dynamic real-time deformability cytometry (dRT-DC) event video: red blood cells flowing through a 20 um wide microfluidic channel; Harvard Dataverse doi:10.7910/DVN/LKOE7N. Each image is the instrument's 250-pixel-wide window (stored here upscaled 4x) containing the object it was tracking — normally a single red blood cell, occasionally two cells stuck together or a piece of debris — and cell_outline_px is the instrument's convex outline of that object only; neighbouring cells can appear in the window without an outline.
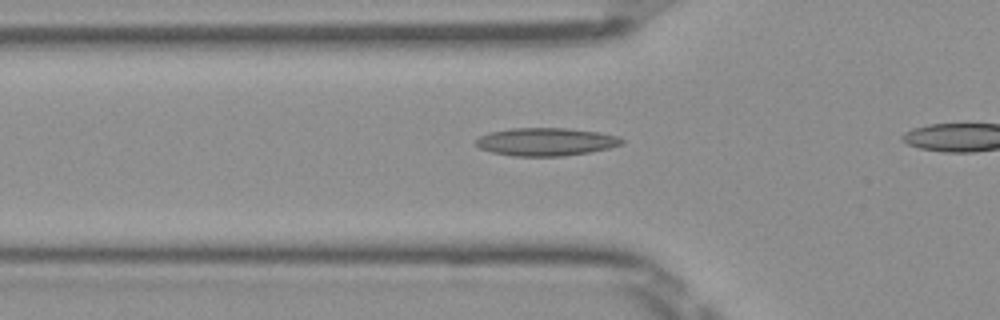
{"species": "Egyptian fruit bat (a non-hibernating species)", "species_latin": "Rousettus aegyptiacus", "temperature_condition": "room temperature", "stored_images_in_passage": 33, "camera_frame_rate_fps": 3000, "um_per_image_px": 0.085, "frame": {"image": 1, "passage_image": 9, "time_ms": 2.667, "image_size_px": [1000, 320], "cell_outline_px": [[624, 144], [608, 148], [588, 152], [564, 156], [512, 156], [492, 152], [480, 148], [476, 144], [476, 140], [480, 136], [488, 132], [512, 128], [564, 128], [600, 132], [620, 136], [624, 140]], "centroid_in_image_um": [46.42, 12.05], "position_along_channel_um": 79.4, "area_um2": 23.81}}
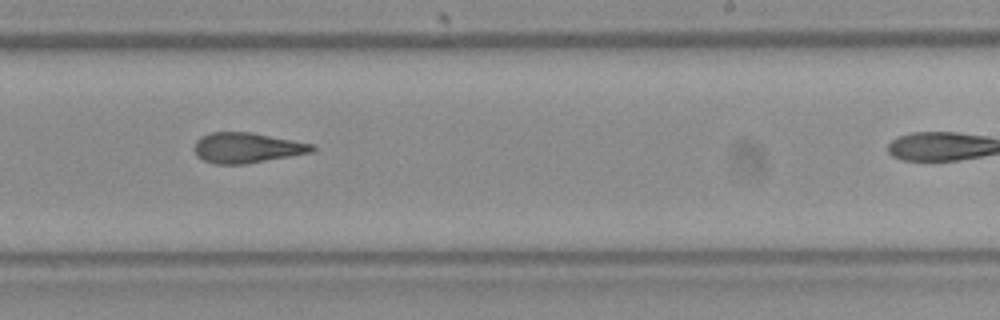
{"frame": {"image": 2, "passage_image": 23, "time_ms": 7.333, "image_size_px": [1000, 320], "cell_outline_px": [[316, 148], [312, 152], [244, 164], [216, 164], [204, 160], [196, 156], [192, 148], [196, 140], [200, 136], [212, 132], [252, 132], [312, 144]], "centroid_in_image_um": [20.92, 12.55], "position_along_channel_um": 268.1, "area_um2": 20.75}}
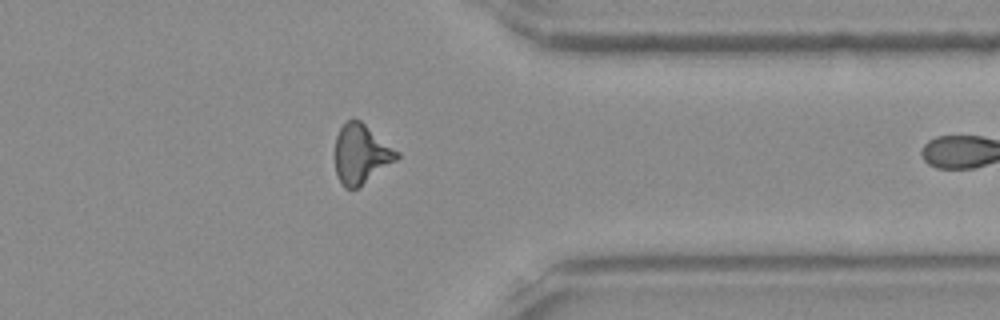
{"frame": {"image": 3, "passage_image": 32, "time_ms": 10.333, "image_size_px": [1000, 320], "cell_outline_px": [[400, 156], [396, 160], [356, 188], [344, 188], [336, 176], [332, 156], [336, 136], [340, 128], [352, 116], [360, 120], [400, 152]], "centroid_in_image_um": [30.63, 13.06], "position_along_channel_um": 380.8, "area_um2": 21.73}}